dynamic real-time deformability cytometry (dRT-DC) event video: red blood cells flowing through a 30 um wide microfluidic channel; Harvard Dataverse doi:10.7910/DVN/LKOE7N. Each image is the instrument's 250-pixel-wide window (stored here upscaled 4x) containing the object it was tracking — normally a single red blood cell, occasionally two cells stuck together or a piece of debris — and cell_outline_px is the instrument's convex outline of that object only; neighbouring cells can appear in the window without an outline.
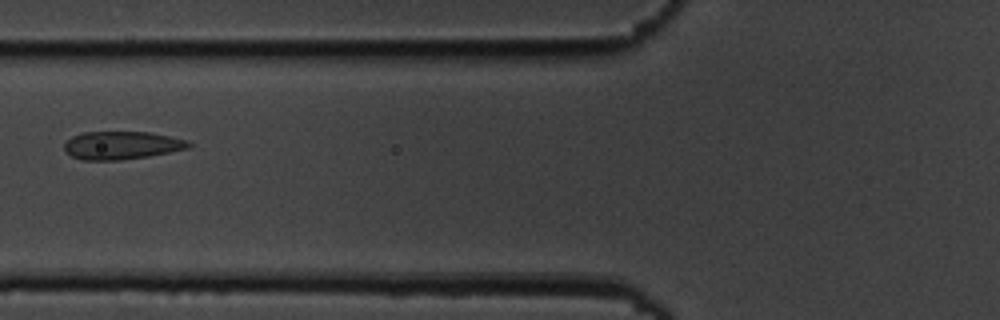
{"species": "common noctule bat (a hibernating species)", "species_latin": "Nyctalus noctula", "temperature_condition": "cold", "stored_images_in_passage": 12, "camera_frame_rate_fps": 3000, "um_per_image_px": 0.085, "animal": {"sex": "male", "body_mass_g": 19.5, "forearm_length_mm": 54.6}, "frame": {"image": 1, "passage_image": 3, "time_ms": 2.333, "image_size_px": [1000, 320], "cell_outline_px": [[192, 144], [188, 148], [148, 156], [120, 160], [80, 160], [72, 156], [64, 148], [64, 144], [72, 136], [84, 132], [148, 132], [188, 140]], "centroid_in_image_um": [10.33, 12.35], "position_along_channel_um": 115.5, "area_um2": 20.11}}
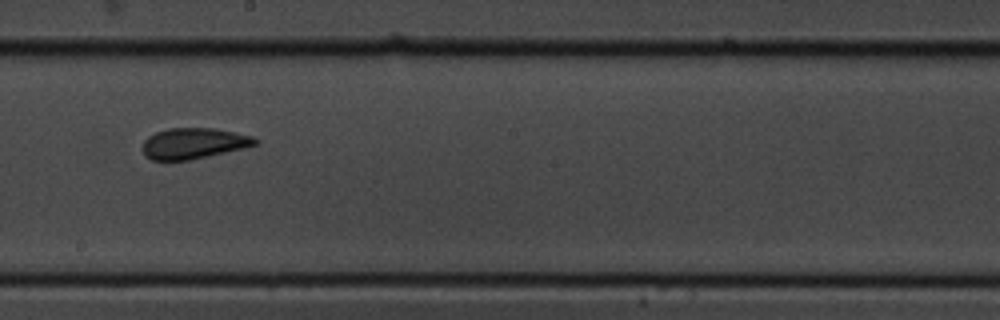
{"frame": {"image": 2, "passage_image": 6, "time_ms": 5.667, "image_size_px": [1000, 320], "cell_outline_px": [[260, 144], [244, 148], [188, 160], [152, 160], [144, 156], [144, 140], [148, 136], [156, 132], [168, 128], [216, 128], [236, 132], [252, 136], [260, 140]], "centroid_in_image_um": [16.5, 12.17], "position_along_channel_um": 231.7, "area_um2": 20.29}}
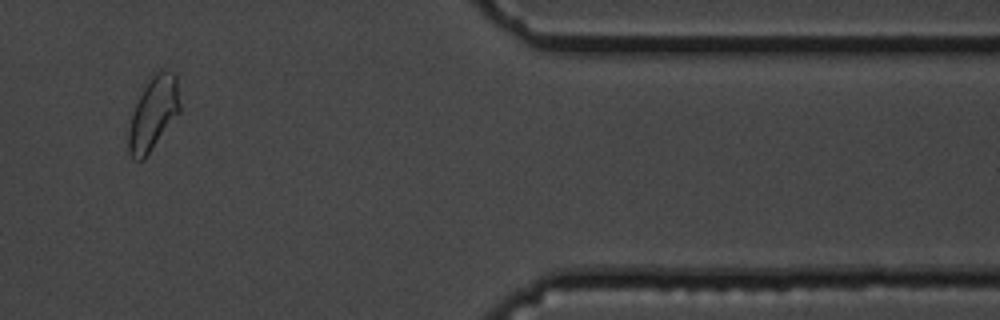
{"frame": {"image": 3, "passage_image": 10, "time_ms": 11.333, "image_size_px": [1000, 320], "cell_outline_px": [[180, 112], [144, 160], [132, 160], [128, 152], [128, 132], [132, 116], [136, 104], [148, 76], [156, 68], [164, 68], [176, 72], [180, 104]], "centroid_in_image_um": [13.04, 9.57], "position_along_channel_um": 398.4, "area_um2": 22.48}, "authors_computed_cell_mechanics": {"area_um2": 20.4901, "velocity_mm_per_s": 3.4978, "shape_relaxation_time_tau1_ms": 2.992, "shape_relaxation_time_tau2_ms": null, "deformation_change_tau1": 0.0614, "deformation_change_tau2": null}}